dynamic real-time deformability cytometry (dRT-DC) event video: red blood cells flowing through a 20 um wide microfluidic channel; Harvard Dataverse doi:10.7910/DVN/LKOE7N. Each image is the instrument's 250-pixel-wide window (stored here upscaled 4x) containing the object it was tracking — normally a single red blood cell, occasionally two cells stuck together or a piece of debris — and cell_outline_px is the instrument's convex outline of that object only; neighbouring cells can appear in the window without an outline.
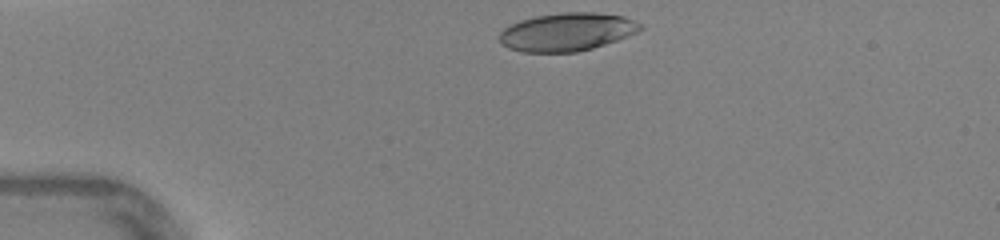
{"species": "human", "species_latin": "Homo sapiens", "temperature_condition": "warm", "stored_images_in_passage": 29, "camera_frame_rate_fps": 3000, "um_per_image_px": 0.085, "donor": {"sex": "female"}, "frame": {"image": 1, "passage_image": 1, "time_ms": 0.0, "image_size_px": [1000, 240], "cell_outline_px": [[644, 28], [628, 36], [592, 48], [576, 52], [524, 52], [508, 48], [500, 44], [496, 36], [504, 28], [520, 20], [536, 16], [564, 12], [596, 12], [624, 16], [640, 24]], "centroid_in_image_um": [48.14, 2.71], "position_along_channel_um": 36.9, "area_um2": 31.33}}
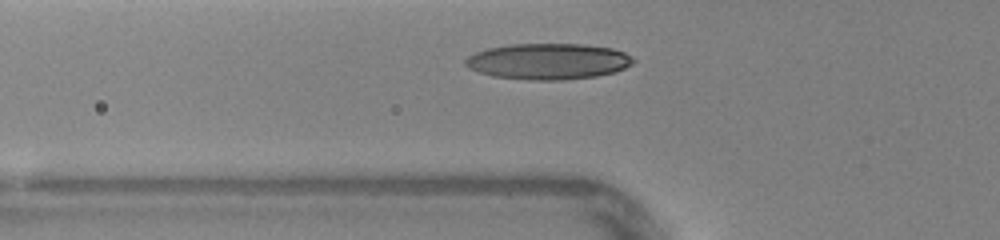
{"frame": {"image": 2, "passage_image": 7, "time_ms": 2.0, "image_size_px": [1000, 240], "cell_outline_px": [[636, 60], [632, 64], [616, 72], [596, 76], [564, 80], [528, 80], [492, 76], [468, 68], [464, 64], [464, 60], [468, 56], [476, 52], [488, 48], [508, 44], [584, 44], [612, 48], [624, 52]], "centroid_in_image_um": [46.59, 5.22], "position_along_channel_um": 79.2, "area_um2": 35.43}}
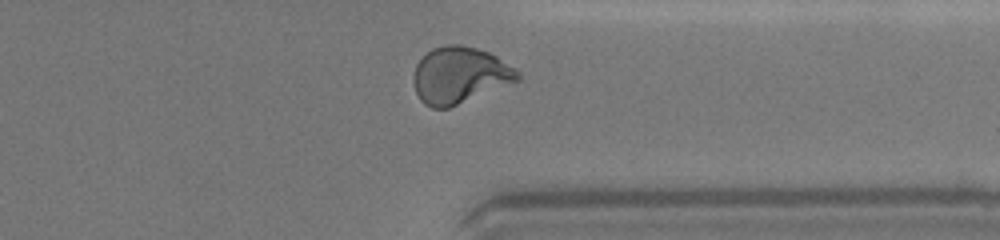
{"frame": {"image": 3, "passage_image": 27, "time_ms": 8.667, "image_size_px": [1000, 240], "cell_outline_px": [[520, 80], [448, 108], [432, 108], [424, 104], [420, 100], [416, 92], [412, 80], [416, 64], [432, 48], [444, 44], [460, 44], [476, 48], [488, 52], [496, 56], [520, 72]], "centroid_in_image_um": [39.05, 6.39], "position_along_channel_um": 372.3, "area_um2": 34.22}, "authors_computed_cell_mechanics": {"area_um2": 32.8304, "velocity_mm_per_s": 4.3871, "shape_relaxation_time_tau1_ms": 4.1614, "shape_relaxation_time_tau2_ms": 0.7589, "deformation_change_tau1": 0.2035, "deformation_change_tau2": 0.0596}}